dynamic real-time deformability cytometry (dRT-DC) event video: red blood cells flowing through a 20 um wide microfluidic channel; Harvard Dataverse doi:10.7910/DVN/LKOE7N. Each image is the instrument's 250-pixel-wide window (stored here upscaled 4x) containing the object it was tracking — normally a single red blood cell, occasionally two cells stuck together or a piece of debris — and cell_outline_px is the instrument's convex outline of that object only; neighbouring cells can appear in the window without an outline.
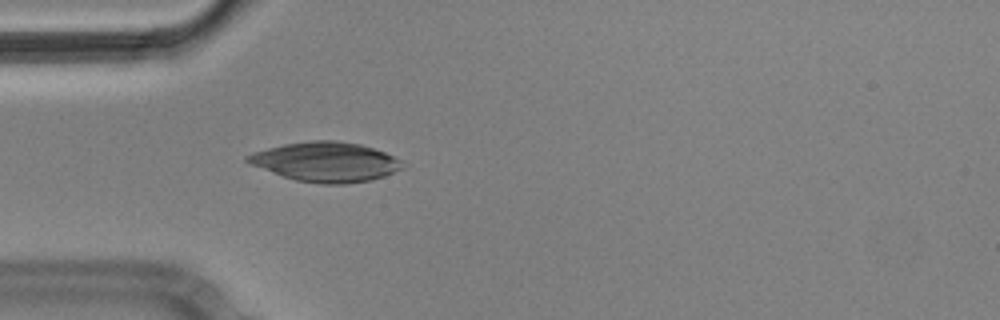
{"species": "Egyptian fruit bat (a non-hibernating species)", "species_latin": "Rousettus aegyptiacus", "temperature_condition": "cold", "stored_images_in_passage": 1, "camera_frame_rate_fps": 3000, "um_per_image_px": 0.085, "animal": {"sex": "male"}, "frame": {"image": 1, "passage_image": 1, "time_ms": 0.0, "image_size_px": [1000, 320], "cell_outline_px": [[404, 168], [384, 176], [372, 180], [344, 184], [324, 184], [296, 180], [284, 176], [252, 164], [244, 160], [244, 156], [252, 152], [284, 144], [312, 140], [336, 140], [360, 144], [384, 152], [400, 160]], "centroid_in_image_um": [27.7, 13.75], "position_along_channel_um": 57.3, "area_um2": 35.43}}